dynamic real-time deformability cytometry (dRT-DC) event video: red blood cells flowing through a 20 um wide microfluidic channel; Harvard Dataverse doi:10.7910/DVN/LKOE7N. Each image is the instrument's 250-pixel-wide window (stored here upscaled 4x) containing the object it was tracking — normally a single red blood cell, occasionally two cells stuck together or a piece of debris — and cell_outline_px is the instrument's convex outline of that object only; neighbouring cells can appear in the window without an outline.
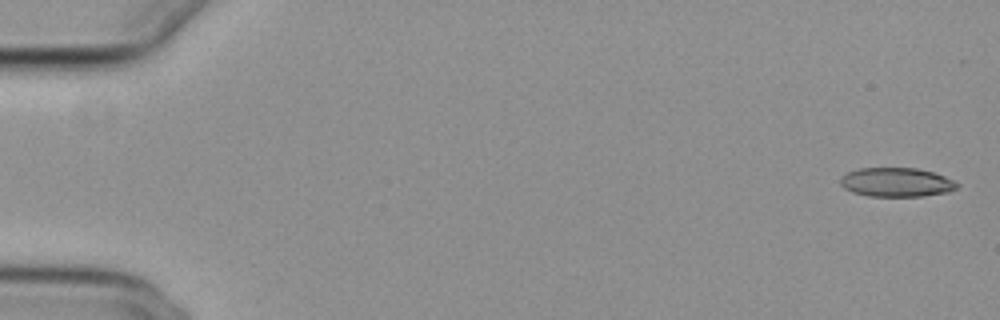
{"species": "common noctule bat (a hibernating species)", "species_latin": "Nyctalus noctula", "temperature_condition": "cold", "stored_images_in_passage": 55, "camera_frame_rate_fps": 3000, "um_per_image_px": 0.085, "animal": {"sex": "female", "body_mass_g": 29.2, "forearm_length_mm": 56.3}, "frame": {"image": 1, "passage_image": 2, "time_ms": 0.333, "image_size_px": [1000, 320], "cell_outline_px": [[960, 184], [956, 188], [948, 192], [924, 196], [868, 196], [852, 192], [844, 188], [840, 184], [840, 180], [848, 172], [860, 168], [916, 168], [932, 172], [944, 176]], "centroid_in_image_um": [76.2, 15.5], "position_along_channel_um": 8.8, "area_um2": 19.65}}
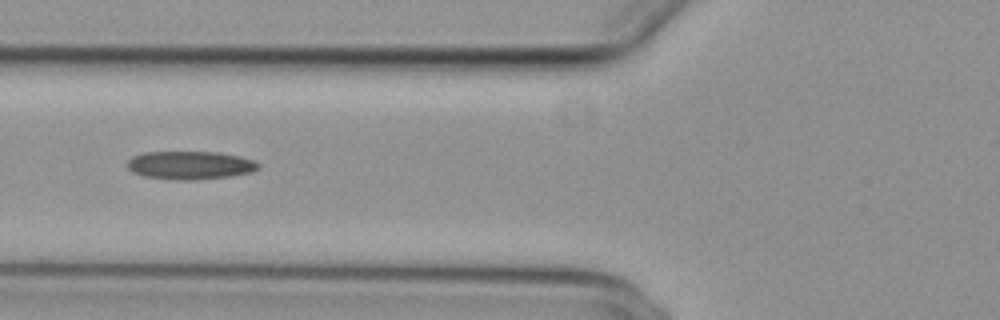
{"frame": {"image": 2, "passage_image": 22, "time_ms": 7.0, "image_size_px": [1000, 320], "cell_outline_px": [[260, 168], [252, 172], [228, 176], [196, 180], [168, 180], [144, 176], [132, 172], [128, 168], [128, 160], [132, 156], [144, 152], [220, 152], [240, 156], [252, 160], [260, 164]], "centroid_in_image_um": [16.15, 14.05], "position_along_channel_um": 109.7, "area_um2": 21.73}}
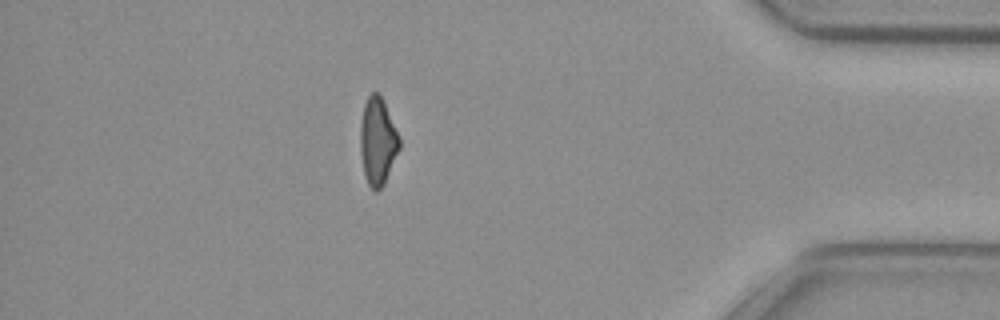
{"frame": {"image": 3, "passage_image": 48, "time_ms": 15.667, "image_size_px": [1000, 320], "cell_outline_px": [[400, 148], [384, 184], [376, 192], [368, 184], [364, 176], [360, 152], [360, 124], [364, 104], [368, 96], [372, 92], [380, 92], [384, 100], [400, 140]], "centroid_in_image_um": [32.09, 11.99], "position_along_channel_um": 403.1, "area_um2": 20.0}}